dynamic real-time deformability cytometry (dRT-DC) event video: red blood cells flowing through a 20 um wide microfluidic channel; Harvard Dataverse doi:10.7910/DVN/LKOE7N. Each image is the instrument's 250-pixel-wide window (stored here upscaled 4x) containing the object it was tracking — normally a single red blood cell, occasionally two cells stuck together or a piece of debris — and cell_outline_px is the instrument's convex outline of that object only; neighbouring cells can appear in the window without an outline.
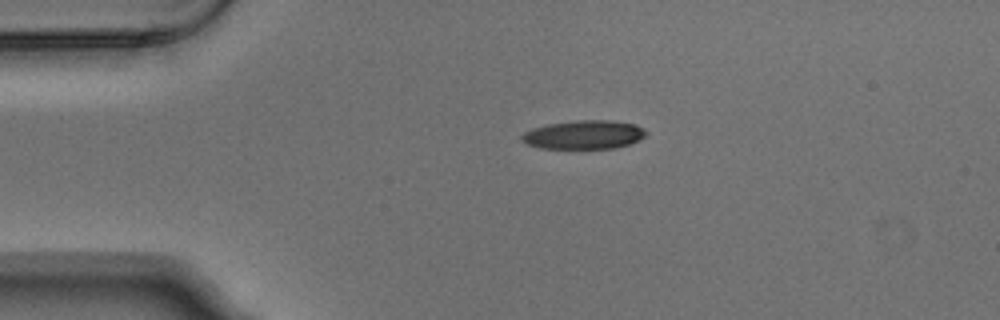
{"species": "Egyptian fruit bat (a non-hibernating species)", "species_latin": "Rousettus aegyptiacus", "temperature_condition": "warm", "stored_images_in_passage": 5, "camera_frame_rate_fps": 3000, "um_per_image_px": 0.085, "animal": {"sex": "male"}, "frame": {"image": 1, "passage_image": 5, "time_ms": 1.333, "image_size_px": [1000, 320], "cell_outline_px": [[648, 132], [644, 136], [628, 144], [616, 148], [540, 148], [528, 144], [520, 140], [520, 136], [524, 132], [532, 128], [548, 124], [576, 120], [608, 120], [636, 124], [644, 128]], "centroid_in_image_um": [49.61, 11.44], "position_along_channel_um": 35.4, "area_um2": 20.75}}